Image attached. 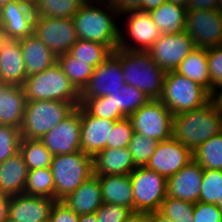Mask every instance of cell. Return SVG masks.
I'll use <instances>...</instances> for the list:
<instances>
[{
    "instance_id": "cell-12",
    "label": "cell",
    "mask_w": 222,
    "mask_h": 222,
    "mask_svg": "<svg viewBox=\"0 0 222 222\" xmlns=\"http://www.w3.org/2000/svg\"><path fill=\"white\" fill-rule=\"evenodd\" d=\"M124 14L127 17L125 20L126 28L121 29L119 32L118 48L131 51H148L161 36L160 30L150 14L139 10L129 11ZM122 30L125 31L123 32ZM126 36L128 40L125 38Z\"/></svg>"
},
{
    "instance_id": "cell-34",
    "label": "cell",
    "mask_w": 222,
    "mask_h": 222,
    "mask_svg": "<svg viewBox=\"0 0 222 222\" xmlns=\"http://www.w3.org/2000/svg\"><path fill=\"white\" fill-rule=\"evenodd\" d=\"M57 63L79 91L88 83L95 69L87 62L76 61L68 52L57 56Z\"/></svg>"
},
{
    "instance_id": "cell-4",
    "label": "cell",
    "mask_w": 222,
    "mask_h": 222,
    "mask_svg": "<svg viewBox=\"0 0 222 222\" xmlns=\"http://www.w3.org/2000/svg\"><path fill=\"white\" fill-rule=\"evenodd\" d=\"M22 87L26 101L80 102V91L65 75L58 63L44 71L27 76Z\"/></svg>"
},
{
    "instance_id": "cell-48",
    "label": "cell",
    "mask_w": 222,
    "mask_h": 222,
    "mask_svg": "<svg viewBox=\"0 0 222 222\" xmlns=\"http://www.w3.org/2000/svg\"><path fill=\"white\" fill-rule=\"evenodd\" d=\"M217 9V0H189L187 10Z\"/></svg>"
},
{
    "instance_id": "cell-31",
    "label": "cell",
    "mask_w": 222,
    "mask_h": 222,
    "mask_svg": "<svg viewBox=\"0 0 222 222\" xmlns=\"http://www.w3.org/2000/svg\"><path fill=\"white\" fill-rule=\"evenodd\" d=\"M19 151L28 170L50 168L54 155L40 140L21 138Z\"/></svg>"
},
{
    "instance_id": "cell-9",
    "label": "cell",
    "mask_w": 222,
    "mask_h": 222,
    "mask_svg": "<svg viewBox=\"0 0 222 222\" xmlns=\"http://www.w3.org/2000/svg\"><path fill=\"white\" fill-rule=\"evenodd\" d=\"M173 116L160 99H151L128 118L134 132L160 142L172 137Z\"/></svg>"
},
{
    "instance_id": "cell-7",
    "label": "cell",
    "mask_w": 222,
    "mask_h": 222,
    "mask_svg": "<svg viewBox=\"0 0 222 222\" xmlns=\"http://www.w3.org/2000/svg\"><path fill=\"white\" fill-rule=\"evenodd\" d=\"M209 98L210 93L200 84L175 71L166 72L159 99L173 115L201 108Z\"/></svg>"
},
{
    "instance_id": "cell-14",
    "label": "cell",
    "mask_w": 222,
    "mask_h": 222,
    "mask_svg": "<svg viewBox=\"0 0 222 222\" xmlns=\"http://www.w3.org/2000/svg\"><path fill=\"white\" fill-rule=\"evenodd\" d=\"M194 48L193 39L183 31L175 34H161L148 52L153 61L168 72L175 71Z\"/></svg>"
},
{
    "instance_id": "cell-61",
    "label": "cell",
    "mask_w": 222,
    "mask_h": 222,
    "mask_svg": "<svg viewBox=\"0 0 222 222\" xmlns=\"http://www.w3.org/2000/svg\"><path fill=\"white\" fill-rule=\"evenodd\" d=\"M113 0H106V3H112Z\"/></svg>"
},
{
    "instance_id": "cell-6",
    "label": "cell",
    "mask_w": 222,
    "mask_h": 222,
    "mask_svg": "<svg viewBox=\"0 0 222 222\" xmlns=\"http://www.w3.org/2000/svg\"><path fill=\"white\" fill-rule=\"evenodd\" d=\"M55 200L62 201L94 174L93 157L83 151L54 155L50 166Z\"/></svg>"
},
{
    "instance_id": "cell-56",
    "label": "cell",
    "mask_w": 222,
    "mask_h": 222,
    "mask_svg": "<svg viewBox=\"0 0 222 222\" xmlns=\"http://www.w3.org/2000/svg\"><path fill=\"white\" fill-rule=\"evenodd\" d=\"M168 2H172L174 4L183 6L185 8L188 7L189 0H167Z\"/></svg>"
},
{
    "instance_id": "cell-53",
    "label": "cell",
    "mask_w": 222,
    "mask_h": 222,
    "mask_svg": "<svg viewBox=\"0 0 222 222\" xmlns=\"http://www.w3.org/2000/svg\"><path fill=\"white\" fill-rule=\"evenodd\" d=\"M123 222H149L147 213L133 212Z\"/></svg>"
},
{
    "instance_id": "cell-20",
    "label": "cell",
    "mask_w": 222,
    "mask_h": 222,
    "mask_svg": "<svg viewBox=\"0 0 222 222\" xmlns=\"http://www.w3.org/2000/svg\"><path fill=\"white\" fill-rule=\"evenodd\" d=\"M80 118L81 151L94 157L98 152L105 149L106 143L109 141V135L116 121L92 116L81 105Z\"/></svg>"
},
{
    "instance_id": "cell-13",
    "label": "cell",
    "mask_w": 222,
    "mask_h": 222,
    "mask_svg": "<svg viewBox=\"0 0 222 222\" xmlns=\"http://www.w3.org/2000/svg\"><path fill=\"white\" fill-rule=\"evenodd\" d=\"M125 84L121 59L112 52L94 69L90 80L80 91V99L104 97L122 90Z\"/></svg>"
},
{
    "instance_id": "cell-5",
    "label": "cell",
    "mask_w": 222,
    "mask_h": 222,
    "mask_svg": "<svg viewBox=\"0 0 222 222\" xmlns=\"http://www.w3.org/2000/svg\"><path fill=\"white\" fill-rule=\"evenodd\" d=\"M79 105L80 102L26 101L23 121L19 129L21 138L40 140Z\"/></svg>"
},
{
    "instance_id": "cell-24",
    "label": "cell",
    "mask_w": 222,
    "mask_h": 222,
    "mask_svg": "<svg viewBox=\"0 0 222 222\" xmlns=\"http://www.w3.org/2000/svg\"><path fill=\"white\" fill-rule=\"evenodd\" d=\"M94 175H129L136 166L128 149L105 148L93 157Z\"/></svg>"
},
{
    "instance_id": "cell-47",
    "label": "cell",
    "mask_w": 222,
    "mask_h": 222,
    "mask_svg": "<svg viewBox=\"0 0 222 222\" xmlns=\"http://www.w3.org/2000/svg\"><path fill=\"white\" fill-rule=\"evenodd\" d=\"M113 6L120 16L129 11H138L142 8V0H113Z\"/></svg>"
},
{
    "instance_id": "cell-36",
    "label": "cell",
    "mask_w": 222,
    "mask_h": 222,
    "mask_svg": "<svg viewBox=\"0 0 222 222\" xmlns=\"http://www.w3.org/2000/svg\"><path fill=\"white\" fill-rule=\"evenodd\" d=\"M24 194L55 199V185L50 168L28 170Z\"/></svg>"
},
{
    "instance_id": "cell-39",
    "label": "cell",
    "mask_w": 222,
    "mask_h": 222,
    "mask_svg": "<svg viewBox=\"0 0 222 222\" xmlns=\"http://www.w3.org/2000/svg\"><path fill=\"white\" fill-rule=\"evenodd\" d=\"M80 105L92 116L102 119L118 121L126 118L107 96L90 99H80Z\"/></svg>"
},
{
    "instance_id": "cell-33",
    "label": "cell",
    "mask_w": 222,
    "mask_h": 222,
    "mask_svg": "<svg viewBox=\"0 0 222 222\" xmlns=\"http://www.w3.org/2000/svg\"><path fill=\"white\" fill-rule=\"evenodd\" d=\"M193 157L203 169L222 170V132L202 143Z\"/></svg>"
},
{
    "instance_id": "cell-1",
    "label": "cell",
    "mask_w": 222,
    "mask_h": 222,
    "mask_svg": "<svg viewBox=\"0 0 222 222\" xmlns=\"http://www.w3.org/2000/svg\"><path fill=\"white\" fill-rule=\"evenodd\" d=\"M99 4H82L73 17L76 34L78 39L102 43L114 52L120 38L121 27L116 22L120 15L112 3Z\"/></svg>"
},
{
    "instance_id": "cell-3",
    "label": "cell",
    "mask_w": 222,
    "mask_h": 222,
    "mask_svg": "<svg viewBox=\"0 0 222 222\" xmlns=\"http://www.w3.org/2000/svg\"><path fill=\"white\" fill-rule=\"evenodd\" d=\"M114 53L121 59L124 81L139 88L150 99H159L166 72L152 59L148 51L117 48Z\"/></svg>"
},
{
    "instance_id": "cell-19",
    "label": "cell",
    "mask_w": 222,
    "mask_h": 222,
    "mask_svg": "<svg viewBox=\"0 0 222 222\" xmlns=\"http://www.w3.org/2000/svg\"><path fill=\"white\" fill-rule=\"evenodd\" d=\"M204 169L193 159L167 179V196L191 203L199 201Z\"/></svg>"
},
{
    "instance_id": "cell-21",
    "label": "cell",
    "mask_w": 222,
    "mask_h": 222,
    "mask_svg": "<svg viewBox=\"0 0 222 222\" xmlns=\"http://www.w3.org/2000/svg\"><path fill=\"white\" fill-rule=\"evenodd\" d=\"M26 78L27 73L20 42L7 39L0 50V82L22 87Z\"/></svg>"
},
{
    "instance_id": "cell-44",
    "label": "cell",
    "mask_w": 222,
    "mask_h": 222,
    "mask_svg": "<svg viewBox=\"0 0 222 222\" xmlns=\"http://www.w3.org/2000/svg\"><path fill=\"white\" fill-rule=\"evenodd\" d=\"M208 68L212 89L222 85V46L207 49Z\"/></svg>"
},
{
    "instance_id": "cell-18",
    "label": "cell",
    "mask_w": 222,
    "mask_h": 222,
    "mask_svg": "<svg viewBox=\"0 0 222 222\" xmlns=\"http://www.w3.org/2000/svg\"><path fill=\"white\" fill-rule=\"evenodd\" d=\"M55 199L18 194L9 200L8 219L15 222H48Z\"/></svg>"
},
{
    "instance_id": "cell-58",
    "label": "cell",
    "mask_w": 222,
    "mask_h": 222,
    "mask_svg": "<svg viewBox=\"0 0 222 222\" xmlns=\"http://www.w3.org/2000/svg\"><path fill=\"white\" fill-rule=\"evenodd\" d=\"M217 10L222 13V0H217Z\"/></svg>"
},
{
    "instance_id": "cell-38",
    "label": "cell",
    "mask_w": 222,
    "mask_h": 222,
    "mask_svg": "<svg viewBox=\"0 0 222 222\" xmlns=\"http://www.w3.org/2000/svg\"><path fill=\"white\" fill-rule=\"evenodd\" d=\"M157 145L158 141L155 139L133 132L128 149L132 155L134 165L136 167L146 166Z\"/></svg>"
},
{
    "instance_id": "cell-60",
    "label": "cell",
    "mask_w": 222,
    "mask_h": 222,
    "mask_svg": "<svg viewBox=\"0 0 222 222\" xmlns=\"http://www.w3.org/2000/svg\"><path fill=\"white\" fill-rule=\"evenodd\" d=\"M26 3H29L31 5H35V3L38 1V0H24Z\"/></svg>"
},
{
    "instance_id": "cell-2",
    "label": "cell",
    "mask_w": 222,
    "mask_h": 222,
    "mask_svg": "<svg viewBox=\"0 0 222 222\" xmlns=\"http://www.w3.org/2000/svg\"><path fill=\"white\" fill-rule=\"evenodd\" d=\"M222 132V115L209 101L198 109L173 116L172 138L195 151L210 137Z\"/></svg>"
},
{
    "instance_id": "cell-62",
    "label": "cell",
    "mask_w": 222,
    "mask_h": 222,
    "mask_svg": "<svg viewBox=\"0 0 222 222\" xmlns=\"http://www.w3.org/2000/svg\"><path fill=\"white\" fill-rule=\"evenodd\" d=\"M217 206L222 210V204H218Z\"/></svg>"
},
{
    "instance_id": "cell-46",
    "label": "cell",
    "mask_w": 222,
    "mask_h": 222,
    "mask_svg": "<svg viewBox=\"0 0 222 222\" xmlns=\"http://www.w3.org/2000/svg\"><path fill=\"white\" fill-rule=\"evenodd\" d=\"M79 215L70 209L64 202L55 201L48 222H78Z\"/></svg>"
},
{
    "instance_id": "cell-23",
    "label": "cell",
    "mask_w": 222,
    "mask_h": 222,
    "mask_svg": "<svg viewBox=\"0 0 222 222\" xmlns=\"http://www.w3.org/2000/svg\"><path fill=\"white\" fill-rule=\"evenodd\" d=\"M62 202L77 215L95 213L103 204L98 176L93 174Z\"/></svg>"
},
{
    "instance_id": "cell-22",
    "label": "cell",
    "mask_w": 222,
    "mask_h": 222,
    "mask_svg": "<svg viewBox=\"0 0 222 222\" xmlns=\"http://www.w3.org/2000/svg\"><path fill=\"white\" fill-rule=\"evenodd\" d=\"M25 105L23 87L0 82V124L20 129Z\"/></svg>"
},
{
    "instance_id": "cell-55",
    "label": "cell",
    "mask_w": 222,
    "mask_h": 222,
    "mask_svg": "<svg viewBox=\"0 0 222 222\" xmlns=\"http://www.w3.org/2000/svg\"><path fill=\"white\" fill-rule=\"evenodd\" d=\"M7 39L8 37L4 33V30L2 29V27L0 26V50L4 46V43L6 42Z\"/></svg>"
},
{
    "instance_id": "cell-25",
    "label": "cell",
    "mask_w": 222,
    "mask_h": 222,
    "mask_svg": "<svg viewBox=\"0 0 222 222\" xmlns=\"http://www.w3.org/2000/svg\"><path fill=\"white\" fill-rule=\"evenodd\" d=\"M27 176L28 168L19 151L0 163V194L9 197L23 194Z\"/></svg>"
},
{
    "instance_id": "cell-32",
    "label": "cell",
    "mask_w": 222,
    "mask_h": 222,
    "mask_svg": "<svg viewBox=\"0 0 222 222\" xmlns=\"http://www.w3.org/2000/svg\"><path fill=\"white\" fill-rule=\"evenodd\" d=\"M68 53L76 61L87 62L96 68L111 55L112 51L102 43L78 39Z\"/></svg>"
},
{
    "instance_id": "cell-27",
    "label": "cell",
    "mask_w": 222,
    "mask_h": 222,
    "mask_svg": "<svg viewBox=\"0 0 222 222\" xmlns=\"http://www.w3.org/2000/svg\"><path fill=\"white\" fill-rule=\"evenodd\" d=\"M103 203H112L134 212L132 183L129 175L98 176Z\"/></svg>"
},
{
    "instance_id": "cell-57",
    "label": "cell",
    "mask_w": 222,
    "mask_h": 222,
    "mask_svg": "<svg viewBox=\"0 0 222 222\" xmlns=\"http://www.w3.org/2000/svg\"><path fill=\"white\" fill-rule=\"evenodd\" d=\"M83 3H106V0H82Z\"/></svg>"
},
{
    "instance_id": "cell-59",
    "label": "cell",
    "mask_w": 222,
    "mask_h": 222,
    "mask_svg": "<svg viewBox=\"0 0 222 222\" xmlns=\"http://www.w3.org/2000/svg\"><path fill=\"white\" fill-rule=\"evenodd\" d=\"M9 1L12 0H0V8L3 7L5 4H7Z\"/></svg>"
},
{
    "instance_id": "cell-54",
    "label": "cell",
    "mask_w": 222,
    "mask_h": 222,
    "mask_svg": "<svg viewBox=\"0 0 222 222\" xmlns=\"http://www.w3.org/2000/svg\"><path fill=\"white\" fill-rule=\"evenodd\" d=\"M78 222H97L95 213L79 215Z\"/></svg>"
},
{
    "instance_id": "cell-11",
    "label": "cell",
    "mask_w": 222,
    "mask_h": 222,
    "mask_svg": "<svg viewBox=\"0 0 222 222\" xmlns=\"http://www.w3.org/2000/svg\"><path fill=\"white\" fill-rule=\"evenodd\" d=\"M195 48L222 46V13L217 10H187L185 30Z\"/></svg>"
},
{
    "instance_id": "cell-49",
    "label": "cell",
    "mask_w": 222,
    "mask_h": 222,
    "mask_svg": "<svg viewBox=\"0 0 222 222\" xmlns=\"http://www.w3.org/2000/svg\"><path fill=\"white\" fill-rule=\"evenodd\" d=\"M209 101L214 106L215 110L222 115V85L217 86L210 92Z\"/></svg>"
},
{
    "instance_id": "cell-30",
    "label": "cell",
    "mask_w": 222,
    "mask_h": 222,
    "mask_svg": "<svg viewBox=\"0 0 222 222\" xmlns=\"http://www.w3.org/2000/svg\"><path fill=\"white\" fill-rule=\"evenodd\" d=\"M107 97L111 100L115 110H119L125 117H129L151 100L139 88L127 84L122 87V90L107 95Z\"/></svg>"
},
{
    "instance_id": "cell-15",
    "label": "cell",
    "mask_w": 222,
    "mask_h": 222,
    "mask_svg": "<svg viewBox=\"0 0 222 222\" xmlns=\"http://www.w3.org/2000/svg\"><path fill=\"white\" fill-rule=\"evenodd\" d=\"M80 105L61 123L48 131L40 141L53 154H72L81 151Z\"/></svg>"
},
{
    "instance_id": "cell-43",
    "label": "cell",
    "mask_w": 222,
    "mask_h": 222,
    "mask_svg": "<svg viewBox=\"0 0 222 222\" xmlns=\"http://www.w3.org/2000/svg\"><path fill=\"white\" fill-rule=\"evenodd\" d=\"M133 212L124 206L103 203L95 212L97 222H123Z\"/></svg>"
},
{
    "instance_id": "cell-52",
    "label": "cell",
    "mask_w": 222,
    "mask_h": 222,
    "mask_svg": "<svg viewBox=\"0 0 222 222\" xmlns=\"http://www.w3.org/2000/svg\"><path fill=\"white\" fill-rule=\"evenodd\" d=\"M147 216L149 222H173L159 210L148 212Z\"/></svg>"
},
{
    "instance_id": "cell-45",
    "label": "cell",
    "mask_w": 222,
    "mask_h": 222,
    "mask_svg": "<svg viewBox=\"0 0 222 222\" xmlns=\"http://www.w3.org/2000/svg\"><path fill=\"white\" fill-rule=\"evenodd\" d=\"M194 222H222V210L216 204L198 201L194 204Z\"/></svg>"
},
{
    "instance_id": "cell-41",
    "label": "cell",
    "mask_w": 222,
    "mask_h": 222,
    "mask_svg": "<svg viewBox=\"0 0 222 222\" xmlns=\"http://www.w3.org/2000/svg\"><path fill=\"white\" fill-rule=\"evenodd\" d=\"M20 130L0 124V163L19 152Z\"/></svg>"
},
{
    "instance_id": "cell-42",
    "label": "cell",
    "mask_w": 222,
    "mask_h": 222,
    "mask_svg": "<svg viewBox=\"0 0 222 222\" xmlns=\"http://www.w3.org/2000/svg\"><path fill=\"white\" fill-rule=\"evenodd\" d=\"M133 132V126L128 117L116 121L105 148L121 149L128 147Z\"/></svg>"
},
{
    "instance_id": "cell-16",
    "label": "cell",
    "mask_w": 222,
    "mask_h": 222,
    "mask_svg": "<svg viewBox=\"0 0 222 222\" xmlns=\"http://www.w3.org/2000/svg\"><path fill=\"white\" fill-rule=\"evenodd\" d=\"M193 159V151L171 137L158 142L146 167L168 179Z\"/></svg>"
},
{
    "instance_id": "cell-40",
    "label": "cell",
    "mask_w": 222,
    "mask_h": 222,
    "mask_svg": "<svg viewBox=\"0 0 222 222\" xmlns=\"http://www.w3.org/2000/svg\"><path fill=\"white\" fill-rule=\"evenodd\" d=\"M173 222H194V203L167 196L159 209Z\"/></svg>"
},
{
    "instance_id": "cell-17",
    "label": "cell",
    "mask_w": 222,
    "mask_h": 222,
    "mask_svg": "<svg viewBox=\"0 0 222 222\" xmlns=\"http://www.w3.org/2000/svg\"><path fill=\"white\" fill-rule=\"evenodd\" d=\"M35 17L33 5L24 0H12L0 8V26L8 39L33 35Z\"/></svg>"
},
{
    "instance_id": "cell-10",
    "label": "cell",
    "mask_w": 222,
    "mask_h": 222,
    "mask_svg": "<svg viewBox=\"0 0 222 222\" xmlns=\"http://www.w3.org/2000/svg\"><path fill=\"white\" fill-rule=\"evenodd\" d=\"M33 35L56 56L69 52L78 40L73 18L36 16Z\"/></svg>"
},
{
    "instance_id": "cell-29",
    "label": "cell",
    "mask_w": 222,
    "mask_h": 222,
    "mask_svg": "<svg viewBox=\"0 0 222 222\" xmlns=\"http://www.w3.org/2000/svg\"><path fill=\"white\" fill-rule=\"evenodd\" d=\"M186 12L187 8L166 1L148 13L161 34H175L185 30Z\"/></svg>"
},
{
    "instance_id": "cell-37",
    "label": "cell",
    "mask_w": 222,
    "mask_h": 222,
    "mask_svg": "<svg viewBox=\"0 0 222 222\" xmlns=\"http://www.w3.org/2000/svg\"><path fill=\"white\" fill-rule=\"evenodd\" d=\"M199 201L222 204V170L204 169Z\"/></svg>"
},
{
    "instance_id": "cell-26",
    "label": "cell",
    "mask_w": 222,
    "mask_h": 222,
    "mask_svg": "<svg viewBox=\"0 0 222 222\" xmlns=\"http://www.w3.org/2000/svg\"><path fill=\"white\" fill-rule=\"evenodd\" d=\"M27 76L44 71L57 63V56L36 36L19 40Z\"/></svg>"
},
{
    "instance_id": "cell-63",
    "label": "cell",
    "mask_w": 222,
    "mask_h": 222,
    "mask_svg": "<svg viewBox=\"0 0 222 222\" xmlns=\"http://www.w3.org/2000/svg\"><path fill=\"white\" fill-rule=\"evenodd\" d=\"M5 222H15V221H12V220H10V219H7Z\"/></svg>"
},
{
    "instance_id": "cell-50",
    "label": "cell",
    "mask_w": 222,
    "mask_h": 222,
    "mask_svg": "<svg viewBox=\"0 0 222 222\" xmlns=\"http://www.w3.org/2000/svg\"><path fill=\"white\" fill-rule=\"evenodd\" d=\"M9 200L10 197L5 194H0V222H5L9 215Z\"/></svg>"
},
{
    "instance_id": "cell-51",
    "label": "cell",
    "mask_w": 222,
    "mask_h": 222,
    "mask_svg": "<svg viewBox=\"0 0 222 222\" xmlns=\"http://www.w3.org/2000/svg\"><path fill=\"white\" fill-rule=\"evenodd\" d=\"M167 0H142V8L139 11L150 12Z\"/></svg>"
},
{
    "instance_id": "cell-8",
    "label": "cell",
    "mask_w": 222,
    "mask_h": 222,
    "mask_svg": "<svg viewBox=\"0 0 222 222\" xmlns=\"http://www.w3.org/2000/svg\"><path fill=\"white\" fill-rule=\"evenodd\" d=\"M129 176L134 212L148 213L159 210L167 197V179L146 166L136 167Z\"/></svg>"
},
{
    "instance_id": "cell-35",
    "label": "cell",
    "mask_w": 222,
    "mask_h": 222,
    "mask_svg": "<svg viewBox=\"0 0 222 222\" xmlns=\"http://www.w3.org/2000/svg\"><path fill=\"white\" fill-rule=\"evenodd\" d=\"M82 0H38L34 7L36 16L73 18L82 6Z\"/></svg>"
},
{
    "instance_id": "cell-28",
    "label": "cell",
    "mask_w": 222,
    "mask_h": 222,
    "mask_svg": "<svg viewBox=\"0 0 222 222\" xmlns=\"http://www.w3.org/2000/svg\"><path fill=\"white\" fill-rule=\"evenodd\" d=\"M175 72L200 84L209 93L212 91L207 61V49L194 48L178 65Z\"/></svg>"
}]
</instances>
